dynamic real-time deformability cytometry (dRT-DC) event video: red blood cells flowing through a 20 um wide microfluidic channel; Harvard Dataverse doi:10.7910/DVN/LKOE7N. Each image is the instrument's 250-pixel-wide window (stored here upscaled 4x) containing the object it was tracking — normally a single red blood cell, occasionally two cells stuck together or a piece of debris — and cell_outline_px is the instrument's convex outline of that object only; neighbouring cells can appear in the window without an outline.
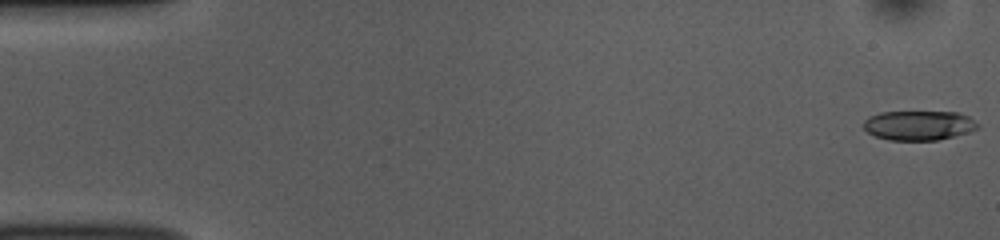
{"species": "common noctule bat (a hibernating species)", "species_latin": "Nyctalus noctula", "temperature_condition": "room temperature", "stored_images_in_passage": 53, "camera_frame_rate_fps": 3000, "um_per_image_px": 0.085, "animal": {"sex": "female", "body_mass_g": 10.0, "forearm_length_mm": 53.1}, "frame": {"image": 1, "passage_image": 1, "time_ms": 0.0, "image_size_px": [1000, 240], "cell_outline_px": [[980, 128], [972, 132], [936, 140], [888, 140], [876, 136], [868, 132], [864, 128], [864, 120], [868, 116], [880, 112], [960, 112], [968, 116]], "centroid_in_image_um": [78.1, 10.66], "position_along_channel_um": 6.9, "area_um2": 19.71}}
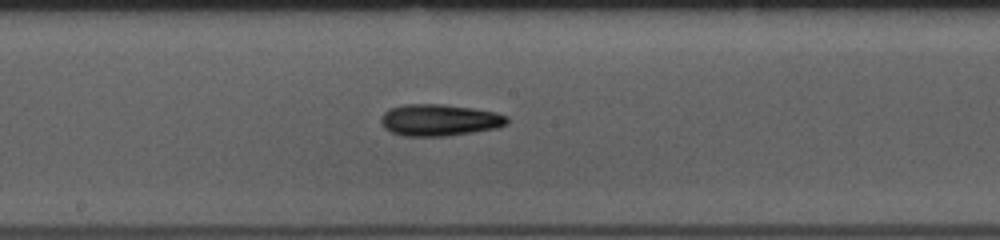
{"frame": {"image": 2, "passage_image": 28, "time_ms": 9.0, "image_size_px": [1000, 240], "cell_outline_px": [[508, 124], [496, 128], [472, 132], [444, 136], [404, 136], [392, 132], [384, 128], [380, 120], [380, 116], [388, 108], [404, 104], [444, 104], [472, 108], [496, 112], [508, 116]], "centroid_in_image_um": [37.33, 10.19], "position_along_channel_um": 210.9, "area_um2": 23.41}}
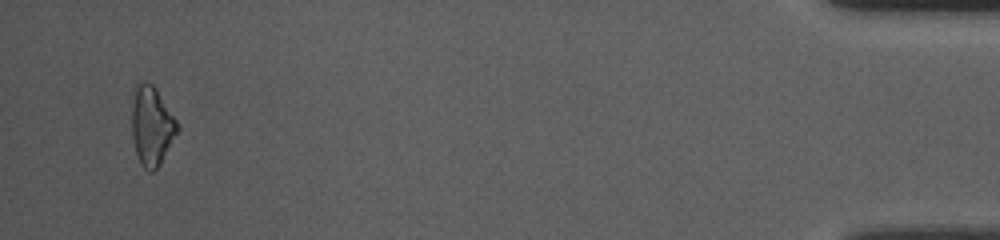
{"frame": {"image": 3, "passage_image": 51, "time_ms": 16.667, "image_size_px": [1000, 240], "cell_outline_px": [[180, 128], [160, 164], [152, 172], [148, 172], [140, 164], [136, 152], [132, 136], [132, 88], [136, 80], [152, 84], [156, 88], [180, 124]], "centroid_in_image_um": [12.88, 10.65], "position_along_channel_um": 422.3, "area_um2": 21.44}, "authors_computed_cell_mechanics": {"area_um2": 21.2126, "velocity_mm_per_s": 3.8004, "shape_relaxation_time_tau1_ms": 5.0955, "shape_relaxation_time_tau2_ms": null, "deformation_change_tau1": 0.1211, "deformation_change_tau2": null}}